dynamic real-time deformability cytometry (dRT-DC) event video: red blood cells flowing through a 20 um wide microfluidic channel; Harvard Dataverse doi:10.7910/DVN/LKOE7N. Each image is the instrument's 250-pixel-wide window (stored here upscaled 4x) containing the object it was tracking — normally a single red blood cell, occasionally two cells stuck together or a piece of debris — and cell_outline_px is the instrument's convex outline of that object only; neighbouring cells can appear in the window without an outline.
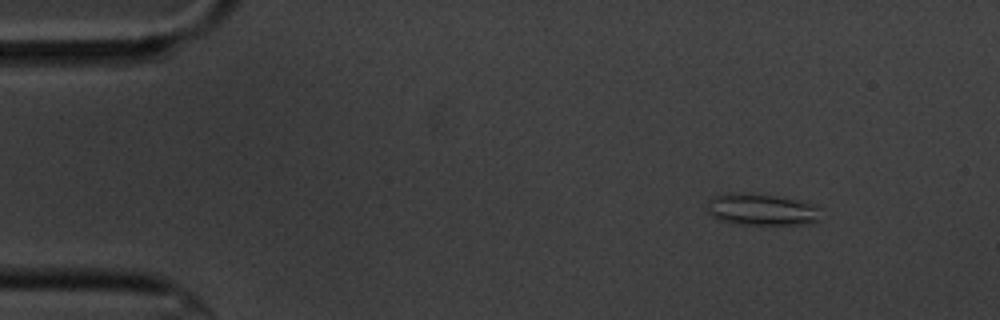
{"species": "common noctule bat (a hibernating species)", "species_latin": "Nyctalus noctula", "temperature_condition": "cold", "stored_images_in_passage": 53, "camera_frame_rate_fps": 3000, "um_per_image_px": 0.085, "animal": {"sex": "male", "body_mass_g": 20.1, "forearm_length_mm": 53.5}, "frame": {"image": 1, "passage_image": 2, "time_ms": 0.333, "image_size_px": [1000, 320], "cell_outline_px": [[820, 220], [808, 224], [740, 224], [720, 220], [712, 216], [708, 212], [708, 200], [712, 196], [728, 192], [740, 192], [776, 196], [796, 200], [820, 208]], "centroid_in_image_um": [64.7, 17.8], "position_along_channel_um": 20.3, "area_um2": 20.92}}
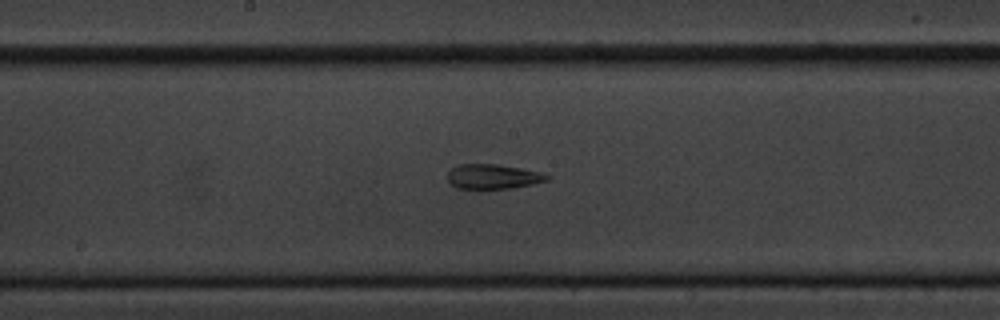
{"frame": {"image": 2, "passage_image": 25, "time_ms": 8.0, "image_size_px": [1000, 320], "cell_outline_px": [[548, 180], [532, 184], [512, 188], [456, 188], [448, 180], [448, 172], [452, 168], [460, 164], [496, 164], [520, 168], [540, 172], [548, 176]], "centroid_in_image_um": [41.88, 15.0], "position_along_channel_um": 206.3, "area_um2": 14.05}}
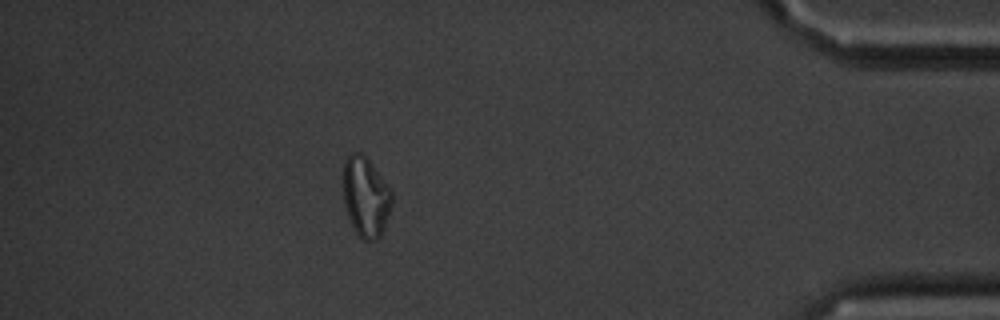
{"frame": {"image": 3, "passage_image": 46, "time_ms": 15.0, "image_size_px": [1000, 320], "cell_outline_px": [[392, 204], [384, 232], [380, 236], [372, 240], [364, 240], [356, 232], [348, 216], [344, 204], [344, 160], [348, 152], [360, 152], [372, 164], [392, 192]], "centroid_in_image_um": [31.09, 16.73], "position_along_channel_um": 404.1, "area_um2": 22.54}, "authors_computed_cell_mechanics": {"area_um2": 16.473, "velocity_mm_per_s": 3.4721, "shape_relaxation_time_tau1_ms": null, "shape_relaxation_time_tau2_ms": 2.7524, "deformation_change_tau1": null, "deformation_change_tau2": 0.119}}